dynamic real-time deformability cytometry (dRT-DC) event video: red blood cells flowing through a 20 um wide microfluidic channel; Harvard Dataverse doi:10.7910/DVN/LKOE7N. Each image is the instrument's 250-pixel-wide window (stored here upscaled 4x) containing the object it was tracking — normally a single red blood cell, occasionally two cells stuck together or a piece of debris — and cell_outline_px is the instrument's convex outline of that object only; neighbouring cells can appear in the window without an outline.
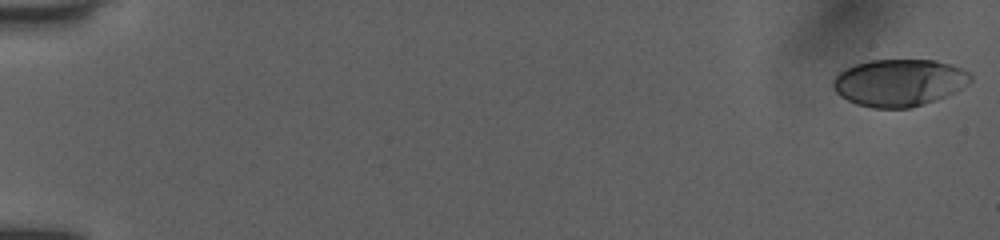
{"species": "human", "species_latin": "Homo sapiens", "temperature_condition": "room temperature", "stored_images_in_passage": 46, "camera_frame_rate_fps": 3000, "um_per_image_px": 0.085, "donor": {"sex": "female"}, "frame": {"image": 1, "passage_image": 1, "time_ms": 0.0, "image_size_px": [1000, 240], "cell_outline_px": [[972, 80], [968, 84], [944, 96], [908, 108], [872, 108], [856, 104], [840, 96], [832, 88], [832, 84], [836, 76], [840, 72], [856, 64], [872, 60], [932, 60], [948, 64], [960, 68], [968, 72], [972, 76]], "centroid_in_image_um": [76.39, 7.02], "position_along_channel_um": 8.6, "area_um2": 37.17}}
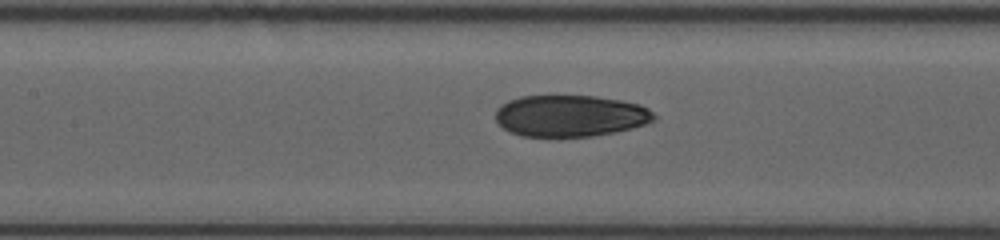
{"frame": {"image": 2, "passage_image": 24, "time_ms": 8.333, "image_size_px": [1000, 240], "cell_outline_px": [[656, 116], [652, 120], [644, 124], [632, 128], [592, 136], [520, 136], [504, 128], [496, 120], [496, 108], [500, 104], [508, 100], [520, 96], [596, 96], [620, 100], [640, 104], [648, 108]], "centroid_in_image_um": [48.45, 9.83], "position_along_channel_um": 159.0, "area_um2": 38.21}}
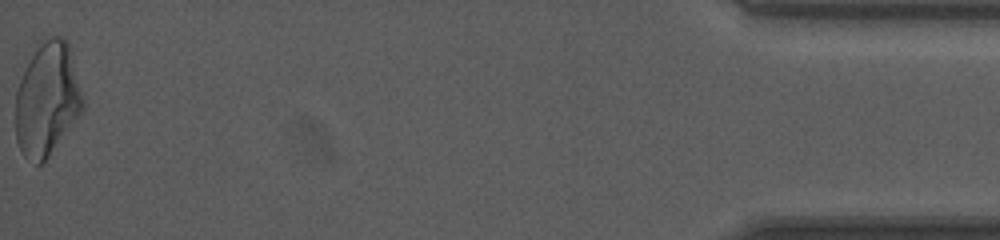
{"frame": {"image": 3, "passage_image": 46, "time_ms": 17.333, "image_size_px": [1000, 240], "cell_outline_px": [[84, 108], [48, 156], [40, 164], [36, 164], [24, 156], [16, 140], [16, 92], [20, 80], [40, 40], [44, 36], [60, 36], [68, 40], [84, 104]], "centroid_in_image_um": [4.0, 8.4], "position_along_channel_um": 431.2, "area_um2": 43.81}, "authors_computed_cell_mechanics": {"area_um2": 39.3907, "velocity_mm_per_s": 3.9907, "shape_relaxation_time_tau1_ms": null, "shape_relaxation_time_tau2_ms": 1.7012, "deformation_change_tau1": null, "deformation_change_tau2": 0.0696}}